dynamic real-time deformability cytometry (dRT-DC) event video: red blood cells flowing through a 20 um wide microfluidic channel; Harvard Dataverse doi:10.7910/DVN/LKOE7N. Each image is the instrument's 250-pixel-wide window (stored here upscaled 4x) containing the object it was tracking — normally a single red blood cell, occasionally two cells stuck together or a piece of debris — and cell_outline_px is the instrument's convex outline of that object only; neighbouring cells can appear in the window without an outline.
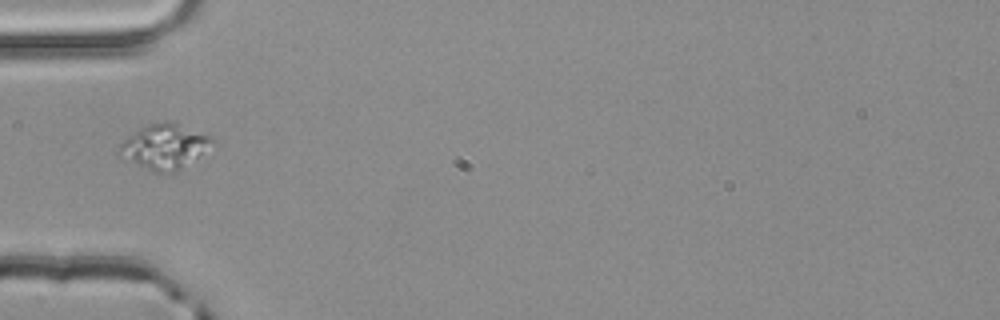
{"species": "common noctule bat (a hibernating species)", "species_latin": "Nyctalus noctula", "temperature_condition": "room temperature", "stored_images_in_passage": 1, "camera_frame_rate_fps": 3000, "um_per_image_px": 0.085, "animal": {"sex": "male", "body_mass_g": 20.4}, "frame": {"image": 1, "passage_image": 1, "time_ms": 0.0, "image_size_px": [1000, 320], "cell_outline_px": [[212, 140], [196, 156], [176, 172], [152, 172], [116, 156], [116, 152], [120, 144], [128, 136], [140, 128], [148, 124], [164, 120], [168, 120], [212, 136]], "centroid_in_image_um": [13.84, 12.45], "position_along_channel_um": 71.2, "area_um2": 23.93}}